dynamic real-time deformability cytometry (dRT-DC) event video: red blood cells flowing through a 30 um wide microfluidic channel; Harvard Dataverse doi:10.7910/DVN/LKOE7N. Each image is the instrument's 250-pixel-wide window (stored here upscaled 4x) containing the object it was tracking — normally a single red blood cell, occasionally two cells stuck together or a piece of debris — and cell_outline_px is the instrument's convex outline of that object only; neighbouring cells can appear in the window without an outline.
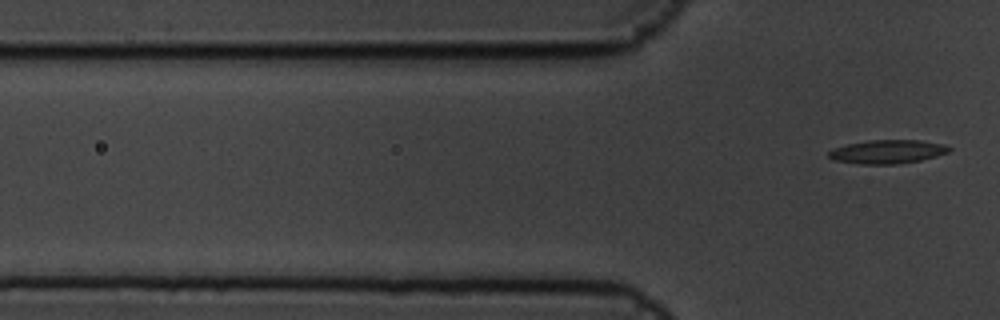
{"species": "common noctule bat (a hibernating species)", "species_latin": "Nyctalus noctula", "temperature_condition": "cold", "stored_images_in_passage": 7, "camera_frame_rate_fps": 3000, "um_per_image_px": 0.085, "animal": {"sex": "male", "body_mass_g": 19.5, "forearm_length_mm": 54.6}, "frame": {"image": 1, "passage_image": 7, "time_ms": 2.0, "image_size_px": [1000, 320], "cell_outline_px": [[952, 148], [948, 152], [936, 156], [920, 160], [892, 164], [864, 164], [832, 160], [828, 156], [828, 152], [832, 148], [848, 144], [868, 140], [920, 140], [944, 144]], "centroid_in_image_um": [75.41, 12.88], "position_along_channel_um": 50.4, "area_um2": 16.53}}